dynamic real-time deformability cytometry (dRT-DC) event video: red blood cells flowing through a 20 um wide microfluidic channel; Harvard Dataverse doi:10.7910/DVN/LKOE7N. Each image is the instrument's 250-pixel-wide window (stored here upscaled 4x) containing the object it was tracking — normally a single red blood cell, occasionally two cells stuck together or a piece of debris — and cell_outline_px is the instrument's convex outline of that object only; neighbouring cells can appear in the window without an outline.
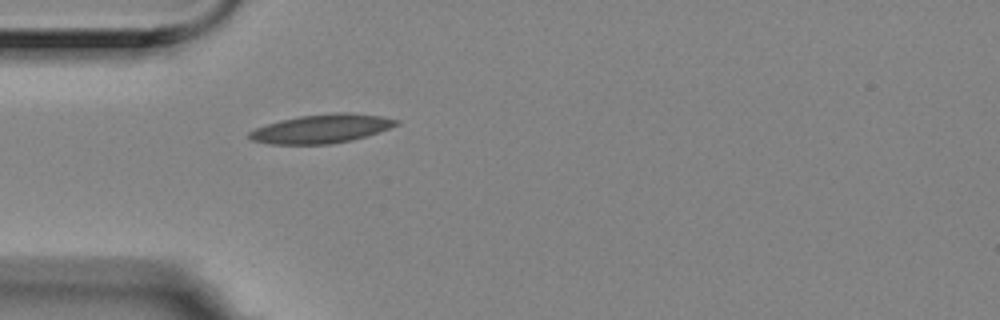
{"species": "Egyptian fruit bat (a non-hibernating species)", "species_latin": "Rousettus aegyptiacus", "temperature_condition": "room temperature", "stored_images_in_passage": 1, "camera_frame_rate_fps": 3000, "um_per_image_px": 0.085, "animal": {"sex": "female"}, "frame": {"image": 1, "passage_image": 1, "time_ms": 0.0, "image_size_px": [1000, 320], "cell_outline_px": [[400, 124], [352, 140], [332, 144], [272, 144], [252, 140], [248, 136], [248, 132], [256, 128], [280, 120], [300, 116], [336, 112], [348, 112], [384, 116], [400, 120]], "centroid_in_image_um": [27.35, 10.93], "position_along_channel_um": 57.6, "area_um2": 24.51}}